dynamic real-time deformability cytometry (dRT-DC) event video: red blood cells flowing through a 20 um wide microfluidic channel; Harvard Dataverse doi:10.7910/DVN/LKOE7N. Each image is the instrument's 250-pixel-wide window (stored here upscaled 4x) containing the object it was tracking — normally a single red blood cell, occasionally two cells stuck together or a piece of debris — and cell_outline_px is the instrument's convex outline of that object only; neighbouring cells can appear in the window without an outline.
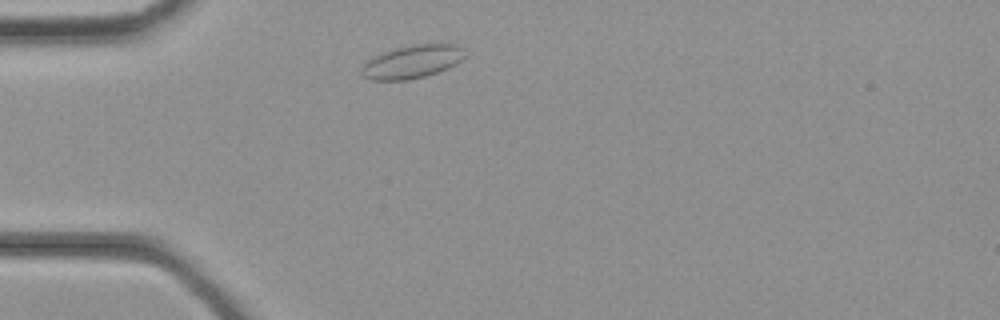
{"species": "common noctule bat (a hibernating species)", "species_latin": "Nyctalus noctula", "temperature_condition": "cold", "stored_images_in_passage": 27, "camera_frame_rate_fps": 3000, "um_per_image_px": 0.085, "animal": {"sex": "female", "body_mass_g": 21.9}, "frame": {"image": 1, "passage_image": 2, "time_ms": 0.333, "image_size_px": [1000, 320], "cell_outline_px": [[464, 56], [456, 64], [448, 68], [424, 76], [408, 80], [368, 80], [360, 72], [360, 68], [368, 60], [392, 48], [412, 44], [460, 44]], "centroid_in_image_um": [35.0, 5.24], "position_along_channel_um": 50.0, "area_um2": 19.88}}
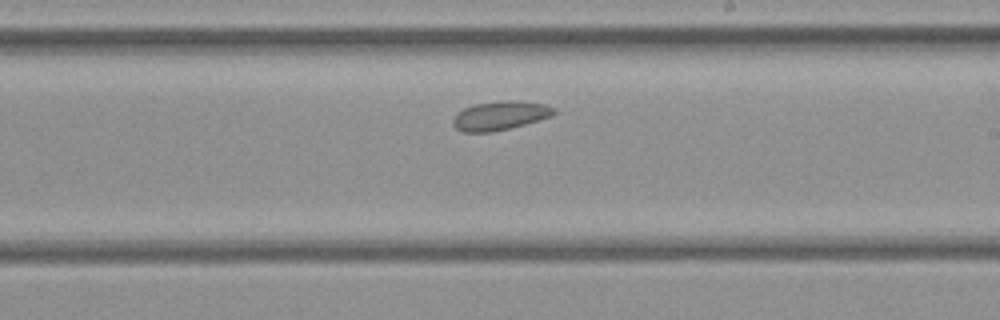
{"frame": {"image": 2, "passage_image": 13, "time_ms": 4.0, "image_size_px": [1000, 320], "cell_outline_px": [[556, 112], [552, 116], [524, 124], [492, 132], [460, 132], [452, 124], [452, 120], [456, 112], [464, 108], [476, 104], [508, 100], [516, 100], [544, 104], [556, 108]], "centroid_in_image_um": [42.48, 9.83], "position_along_channel_um": 246.5, "area_um2": 16.99}}
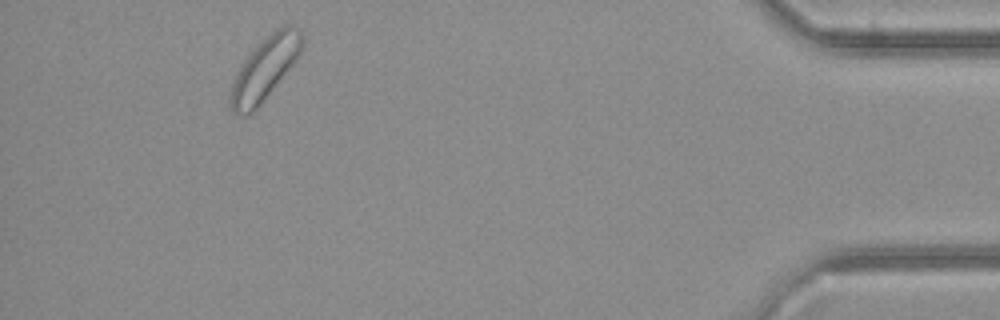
{"frame": {"image": 3, "passage_image": 25, "time_ms": 8.0, "image_size_px": [1000, 320], "cell_outline_px": [[304, 44], [296, 60], [260, 104], [252, 112], [244, 116], [236, 116], [232, 112], [228, 100], [232, 80], [244, 60], [252, 48], [276, 28], [288, 24], [292, 24], [304, 36]], "centroid_in_image_um": [22.47, 5.83], "position_along_channel_um": 412.7, "area_um2": 26.3}}